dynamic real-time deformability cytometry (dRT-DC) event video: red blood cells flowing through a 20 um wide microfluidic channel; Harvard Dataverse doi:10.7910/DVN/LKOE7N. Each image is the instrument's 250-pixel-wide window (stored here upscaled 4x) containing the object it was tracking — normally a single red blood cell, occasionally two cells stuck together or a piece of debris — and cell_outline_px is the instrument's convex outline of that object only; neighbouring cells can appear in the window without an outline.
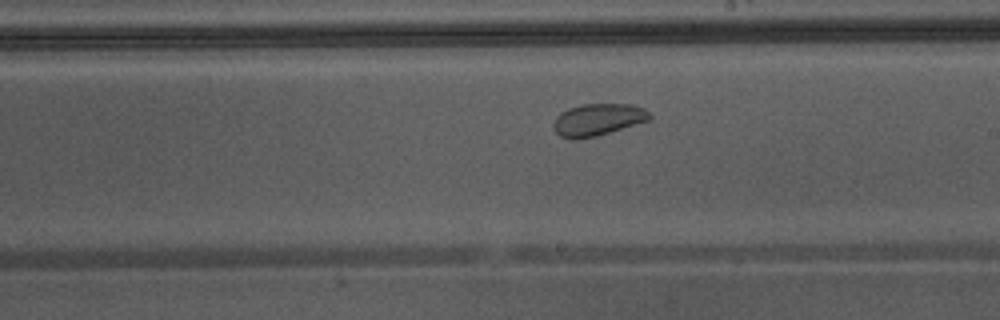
{"species": "Egyptian fruit bat (a non-hibernating species)", "species_latin": "Rousettus aegyptiacus", "temperature_condition": "warm", "stored_images_in_passage": 35, "camera_frame_rate_fps": 3000, "um_per_image_px": 0.085, "animal": {"sex": "male"}, "frame": {"image": 1, "passage_image": 16, "time_ms": 5.0, "image_size_px": [1000, 320], "cell_outline_px": [[652, 120], [596, 136], [576, 140], [572, 140], [560, 136], [552, 128], [552, 124], [556, 116], [560, 112], [568, 108], [580, 104], [628, 104], [644, 108], [652, 116]], "centroid_in_image_um": [50.79, 10.18], "position_along_channel_um": 238.2, "area_um2": 18.26}, "authors_computed_cell_mechanics": {"area_um2": 20.4034, "velocity_mm_per_s": 4.3581, "shape_relaxation_time_tau1_ms": null, "shape_relaxation_time_tau2_ms": 0.4588, "deformation_change_tau1": null, "deformation_change_tau2": 0.0511}}